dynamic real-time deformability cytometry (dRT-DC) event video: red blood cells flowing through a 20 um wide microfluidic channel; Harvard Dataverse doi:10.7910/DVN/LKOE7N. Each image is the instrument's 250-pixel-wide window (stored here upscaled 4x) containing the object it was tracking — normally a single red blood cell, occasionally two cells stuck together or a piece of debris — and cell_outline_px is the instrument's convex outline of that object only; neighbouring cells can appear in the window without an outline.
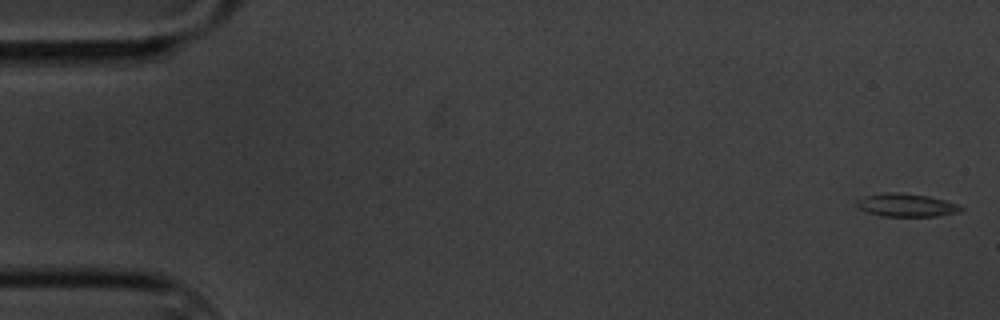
{"species": "common noctule bat (a hibernating species)", "species_latin": "Nyctalus noctula", "temperature_condition": "cold", "stored_images_in_passage": 5, "camera_frame_rate_fps": 3000, "um_per_image_px": 0.085, "animal": {"sex": "male", "body_mass_g": 20.1, "forearm_length_mm": 53.5}, "frame": {"image": 1, "passage_image": 1, "time_ms": 0.0, "image_size_px": [1000, 320], "cell_outline_px": [[964, 208], [960, 212], [936, 216], [884, 216], [868, 212], [860, 208], [856, 204], [856, 200], [864, 196], [888, 192], [900, 192], [928, 196], [944, 200], [956, 204]], "centroid_in_image_um": [77.04, 17.43], "position_along_channel_um": 8.0, "area_um2": 13.87}}